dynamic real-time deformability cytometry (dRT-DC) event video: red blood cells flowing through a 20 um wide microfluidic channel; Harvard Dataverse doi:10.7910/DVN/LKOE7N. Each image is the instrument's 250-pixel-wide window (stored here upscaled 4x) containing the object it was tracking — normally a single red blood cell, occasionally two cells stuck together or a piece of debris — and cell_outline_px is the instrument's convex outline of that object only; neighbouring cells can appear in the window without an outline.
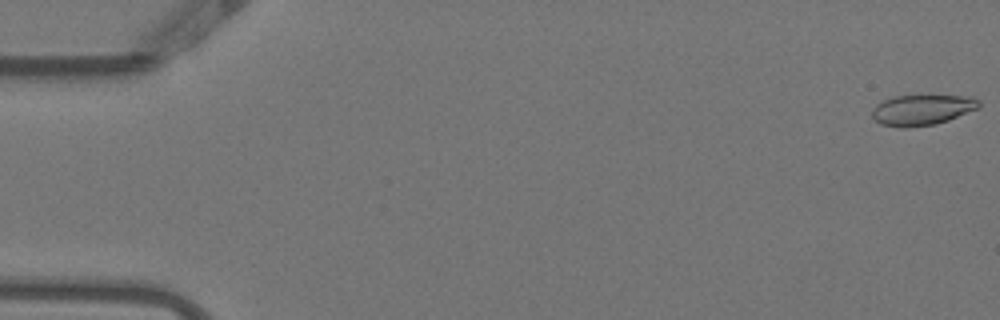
{"species": "Egyptian fruit bat (a non-hibernating species)", "species_latin": "Rousettus aegyptiacus", "temperature_condition": "warm", "stored_images_in_passage": 12, "camera_frame_rate_fps": 3000, "um_per_image_px": 0.085, "animal": {"sex": "female"}, "frame": {"image": 1, "passage_image": 1, "time_ms": 0.0, "image_size_px": [1000, 320], "cell_outline_px": [[980, 104], [976, 108], [948, 120], [936, 124], [904, 128], [880, 124], [872, 116], [872, 108], [876, 104], [892, 96], [928, 92], [972, 96], [980, 100]], "centroid_in_image_um": [78.38, 9.26], "position_along_channel_um": 6.6, "area_um2": 20.0}}